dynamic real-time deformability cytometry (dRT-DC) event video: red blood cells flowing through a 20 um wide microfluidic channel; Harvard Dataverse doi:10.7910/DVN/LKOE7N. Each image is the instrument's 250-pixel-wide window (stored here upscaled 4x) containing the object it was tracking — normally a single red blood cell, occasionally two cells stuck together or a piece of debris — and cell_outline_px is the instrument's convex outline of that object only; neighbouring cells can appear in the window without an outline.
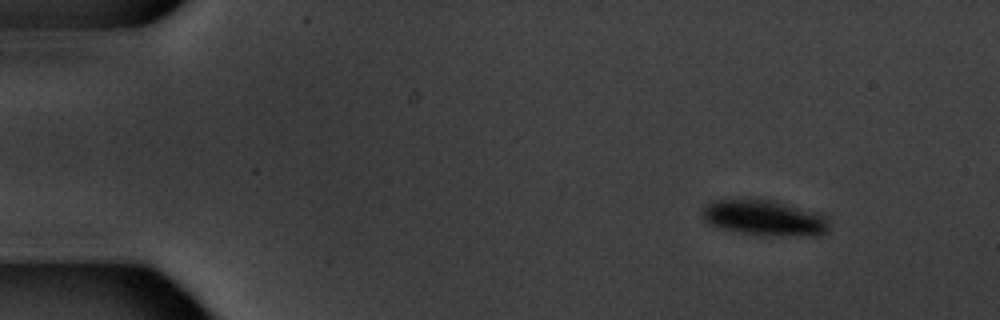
{"species": "common noctule bat (a hibernating species)", "species_latin": "Nyctalus noctula", "temperature_condition": "warm", "stored_images_in_passage": 5, "segment_of_instrument_passage": [1, 2], "camera_frame_rate_fps": 3000, "um_per_image_px": 0.085, "animal": {"sex": "male", "body_mass_g": 20.1, "forearm_length_mm": 53.5}, "frame": {"image": 1, "passage_image": 1, "time_ms": 0.0, "image_size_px": [1000, 320], "cell_outline_px": [[828, 232], [816, 236], [744, 232], [724, 228], [712, 224], [704, 220], [704, 204], [716, 200], [776, 200], [820, 212], [828, 220]], "centroid_in_image_um": [65.07, 18.48], "position_along_channel_um": 19.9, "area_um2": 25.49}}
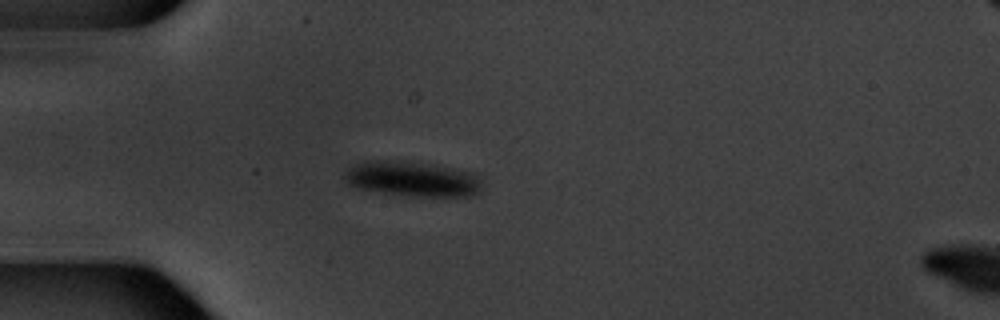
{"frame": {"image": 2, "passage_image": 4, "time_ms": 3.333, "image_size_px": [1000, 320], "cell_outline_px": [[480, 192], [468, 196], [416, 196], [384, 192], [360, 188], [348, 184], [344, 176], [348, 168], [364, 160], [404, 160], [436, 164], [480, 172]], "centroid_in_image_um": [35.14, 15.17], "position_along_channel_um": 49.9, "area_um2": 28.55}}